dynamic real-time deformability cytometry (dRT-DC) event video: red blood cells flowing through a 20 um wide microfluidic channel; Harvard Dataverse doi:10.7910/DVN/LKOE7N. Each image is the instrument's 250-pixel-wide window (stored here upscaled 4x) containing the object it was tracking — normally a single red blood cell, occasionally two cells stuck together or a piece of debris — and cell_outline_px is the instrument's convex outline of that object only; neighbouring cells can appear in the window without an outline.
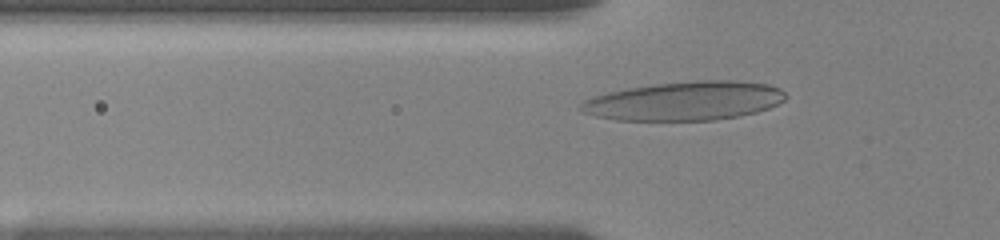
{"species": "human", "species_latin": "Homo sapiens", "temperature_condition": "room temperature", "stored_images_in_passage": 85, "camera_frame_rate_fps": 3000, "um_per_image_px": 0.085, "donor": {"sex": "female"}, "frame": {"image": 1, "passage_image": 33, "time_ms": 5.333, "image_size_px": [1000, 240], "cell_outline_px": [[788, 96], [784, 100], [768, 108], [756, 112], [740, 116], [716, 120], [616, 120], [596, 116], [580, 112], [580, 104], [584, 100], [608, 92], [628, 88], [656, 84], [696, 80], [736, 80], [768, 84], [780, 88]], "centroid_in_image_um": [58.22, 8.58], "position_along_channel_um": 67.6, "area_um2": 46.41}}
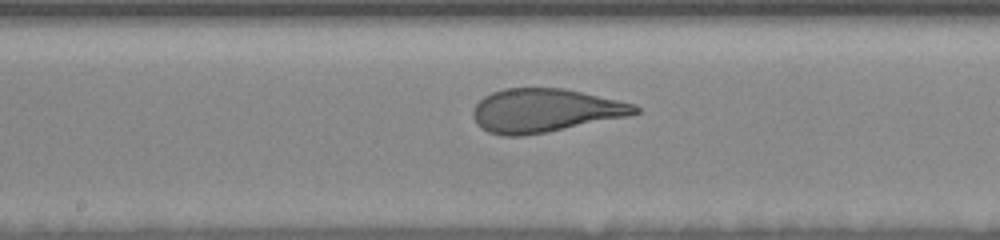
{"frame": {"image": 2, "passage_image": 45, "time_ms": 9.0, "image_size_px": [1000, 240], "cell_outline_px": [[640, 112], [632, 116], [548, 132], [520, 136], [500, 136], [488, 132], [480, 128], [476, 124], [472, 116], [472, 112], [476, 104], [484, 96], [492, 92], [504, 88], [564, 88], [636, 104], [640, 108]], "centroid_in_image_um": [46.33, 9.4], "position_along_channel_um": 201.9, "area_um2": 41.56}}
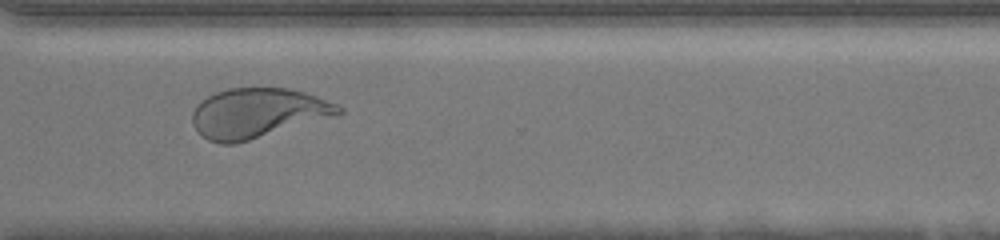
{"frame": {"image": 3, "passage_image": 66, "time_ms": 13.0, "image_size_px": [1000, 240], "cell_outline_px": [[344, 112], [340, 116], [236, 144], [220, 144], [208, 140], [192, 124], [192, 112], [196, 104], [208, 96], [216, 92], [228, 88], [288, 88], [304, 92], [316, 96], [336, 104], [344, 108]], "centroid_in_image_um": [21.95, 9.62], "position_along_channel_um": 348.6, "area_um2": 42.89}, "authors_computed_cell_mechanics": {"area_um2": 42.0784, "velocity_mm_per_s": 3.6764, "shape_relaxation_time_tau1_ms": 4.0653, "shape_relaxation_time_tau2_ms": 0.7322, "deformation_change_tau1": 0.2012, "deformation_change_tau2": 0.0948}}